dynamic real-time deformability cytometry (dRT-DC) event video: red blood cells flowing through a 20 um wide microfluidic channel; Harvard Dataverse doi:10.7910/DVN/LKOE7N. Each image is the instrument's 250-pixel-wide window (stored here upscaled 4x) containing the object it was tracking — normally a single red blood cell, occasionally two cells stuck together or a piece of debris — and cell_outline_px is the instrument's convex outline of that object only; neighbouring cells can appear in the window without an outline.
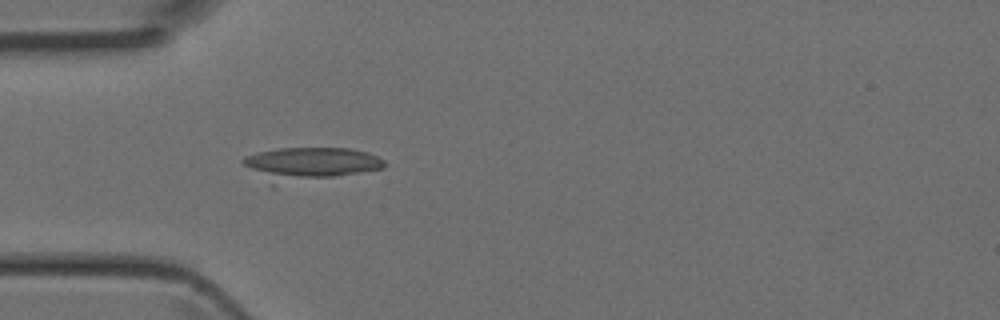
{"species": "Egyptian fruit bat (a non-hibernating species)", "species_latin": "Rousettus aegyptiacus", "temperature_condition": "room temperature", "stored_images_in_passage": 3, "camera_frame_rate_fps": 3000, "um_per_image_px": 0.085, "animal": {"sex": "female"}, "frame": {"image": 1, "passage_image": 3, "time_ms": 0.667, "image_size_px": [1000, 320], "cell_outline_px": [[384, 168], [272, 188], [244, 164], [240, 160], [244, 156], [256, 152], [276, 148], [352, 148], [368, 152], [384, 160]], "centroid_in_image_um": [26.25, 13.96], "position_along_channel_um": 58.8, "area_um2": 28.09}}